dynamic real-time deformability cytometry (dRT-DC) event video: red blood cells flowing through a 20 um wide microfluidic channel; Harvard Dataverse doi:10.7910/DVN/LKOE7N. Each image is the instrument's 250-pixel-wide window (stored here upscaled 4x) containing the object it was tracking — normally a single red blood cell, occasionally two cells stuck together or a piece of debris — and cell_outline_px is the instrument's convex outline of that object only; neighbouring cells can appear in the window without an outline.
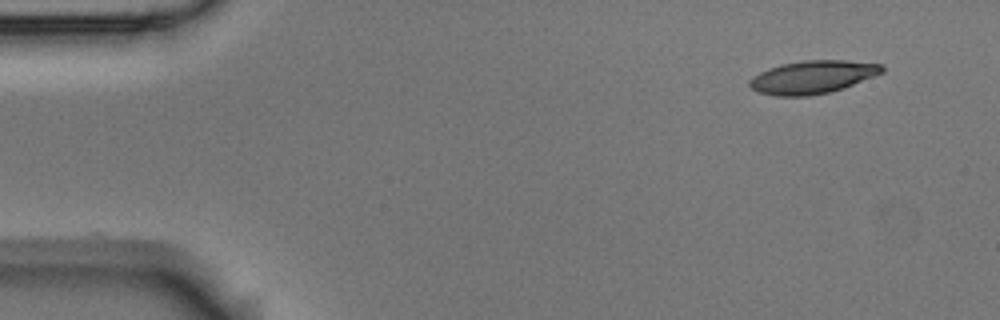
{"species": "Egyptian fruit bat (a non-hibernating species)", "species_latin": "Rousettus aegyptiacus", "temperature_condition": "room temperature", "stored_images_in_passage": 4, "camera_frame_rate_fps": 3000, "um_per_image_px": 0.085, "animal": {"sex": "male"}, "frame": {"image": 1, "passage_image": 1, "time_ms": 0.0, "image_size_px": [1000, 320], "cell_outline_px": [[884, 72], [852, 84], [828, 92], [808, 96], [776, 96], [760, 92], [752, 88], [748, 84], [748, 80], [752, 76], [760, 72], [780, 64], [804, 60], [844, 60], [880, 64], [884, 68]], "centroid_in_image_um": [69.02, 6.54], "position_along_channel_um": 16.0, "area_um2": 25.14}}
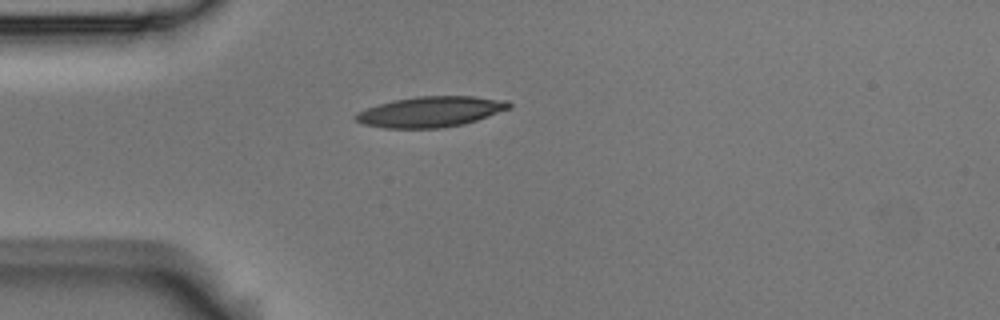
{"frame": {"image": 2, "passage_image": 4, "time_ms": 1.0, "image_size_px": [1000, 320], "cell_outline_px": [[512, 108], [464, 124], [440, 128], [384, 128], [364, 124], [356, 120], [352, 116], [356, 112], [380, 104], [396, 100], [416, 96], [472, 96], [508, 100], [512, 104]], "centroid_in_image_um": [36.63, 9.5], "position_along_channel_um": 48.4, "area_um2": 27.28}}